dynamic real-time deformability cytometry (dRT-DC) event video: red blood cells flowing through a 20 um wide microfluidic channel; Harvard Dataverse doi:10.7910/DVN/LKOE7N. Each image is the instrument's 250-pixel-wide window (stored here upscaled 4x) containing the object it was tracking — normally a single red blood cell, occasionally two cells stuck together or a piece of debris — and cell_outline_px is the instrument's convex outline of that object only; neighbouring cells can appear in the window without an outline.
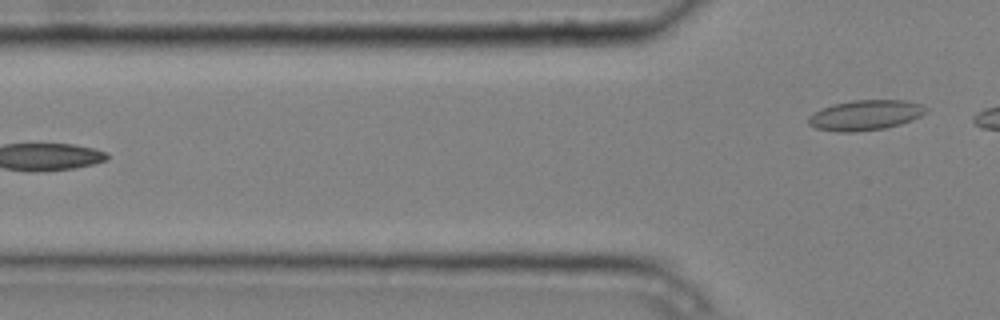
{"species": "common noctule bat (a hibernating species)", "species_latin": "Nyctalus noctula", "temperature_condition": "cold", "stored_images_in_passage": 6, "camera_frame_rate_fps": 3000, "um_per_image_px": 0.085, "animal": {"sex": "male", "body_mass_g": 20.4}, "frame": {"image": 1, "passage_image": 6, "time_ms": 1.667, "image_size_px": [1000, 320], "cell_outline_px": [[928, 112], [912, 120], [900, 124], [884, 128], [852, 132], [836, 132], [816, 128], [808, 124], [808, 116], [820, 108], [832, 104], [852, 100], [904, 100], [920, 104], [928, 108]], "centroid_in_image_um": [73.53, 9.78], "position_along_channel_um": 52.3, "area_um2": 20.81}}